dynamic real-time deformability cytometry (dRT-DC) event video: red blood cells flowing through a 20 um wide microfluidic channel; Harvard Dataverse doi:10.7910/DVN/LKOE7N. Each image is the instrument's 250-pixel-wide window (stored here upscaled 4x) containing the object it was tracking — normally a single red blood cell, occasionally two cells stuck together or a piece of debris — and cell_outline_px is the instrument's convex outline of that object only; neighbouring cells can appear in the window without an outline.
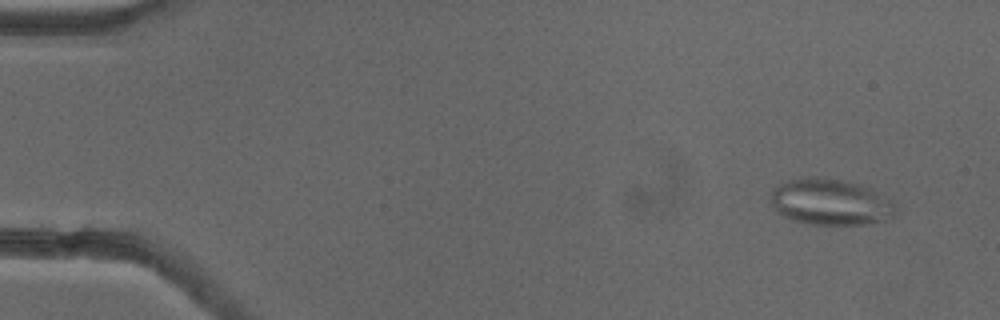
{"species": "common noctule bat (a hibernating species)", "species_latin": "Nyctalus noctula", "temperature_condition": "cold", "stored_images_in_passage": 53, "camera_frame_rate_fps": 3000, "um_per_image_px": 0.085, "animal": {"sex": "female"}, "frame": {"image": 1, "passage_image": 4, "time_ms": 1.0, "image_size_px": [1000, 320], "cell_outline_px": [[896, 216], [892, 220], [872, 224], [812, 224], [792, 220], [776, 212], [772, 204], [772, 192], [780, 184], [788, 180], [816, 176], [820, 176], [860, 184], [876, 192], [888, 200], [896, 208]], "centroid_in_image_um": [70.62, 17.19], "position_along_channel_um": 14.4, "area_um2": 33.52}}
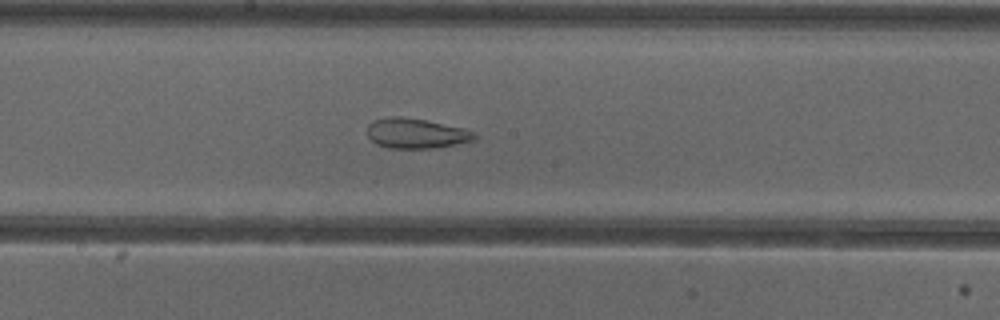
{"frame": {"image": 2, "passage_image": 29, "time_ms": 9.333, "image_size_px": [1000, 320], "cell_outline_px": [[476, 140], [436, 148], [388, 148], [376, 144], [368, 136], [368, 124], [372, 120], [388, 116], [400, 116], [424, 120], [464, 128], [476, 132]], "centroid_in_image_um": [35.37, 11.33], "position_along_channel_um": 212.8, "area_um2": 18.9}}
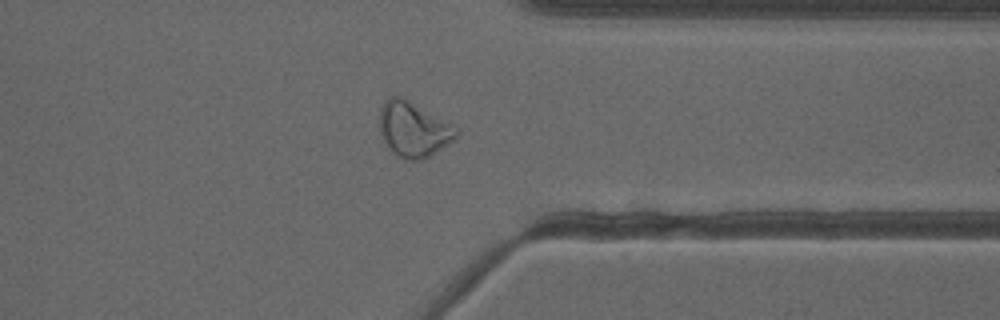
{"frame": {"image": 3, "passage_image": 42, "time_ms": 13.667, "image_size_px": [1000, 320], "cell_outline_px": [[460, 132], [448, 144], [428, 156], [420, 160], [404, 160], [396, 156], [388, 148], [380, 132], [380, 108], [384, 100], [388, 96], [400, 96], [408, 100], [452, 124]], "centroid_in_image_um": [35.11, 11.0], "position_along_channel_um": 376.3, "area_um2": 24.45}, "authors_computed_cell_mechanics": {"area_um2": 26.4724, "velocity_mm_per_s": 3.8553, "shape_relaxation_time_tau1_ms": null, "shape_relaxation_time_tau2_ms": 1.9895, "deformation_change_tau1": null, "deformation_change_tau2": 0.0925}}